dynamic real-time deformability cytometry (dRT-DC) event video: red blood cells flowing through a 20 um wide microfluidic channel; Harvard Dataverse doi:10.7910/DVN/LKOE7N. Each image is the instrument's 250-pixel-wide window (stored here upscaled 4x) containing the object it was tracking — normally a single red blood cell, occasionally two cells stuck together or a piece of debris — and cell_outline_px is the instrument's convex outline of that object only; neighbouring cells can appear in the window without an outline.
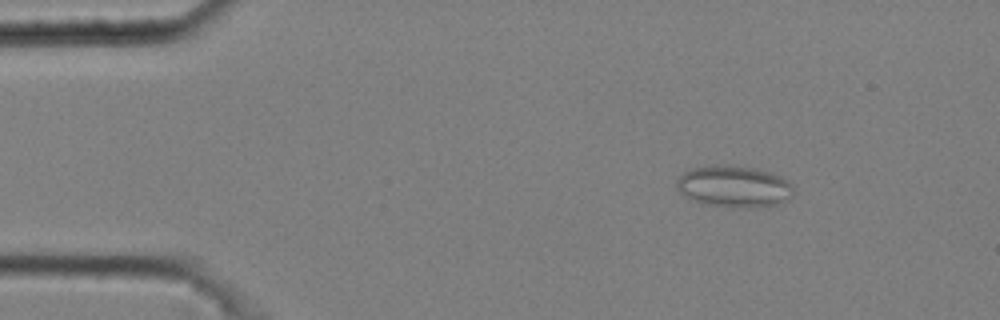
{"species": "common noctule bat (a hibernating species)", "species_latin": "Nyctalus noctula", "temperature_condition": "cold", "stored_images_in_passage": 9, "camera_frame_rate_fps": 3000, "um_per_image_px": 0.085, "animal": {"sex": "male", "body_mass_g": 20.4}, "frame": {"image": 1, "passage_image": 3, "time_ms": 0.667, "image_size_px": [1000, 320], "cell_outline_px": [[792, 196], [788, 200], [776, 204], [708, 204], [696, 200], [680, 192], [676, 188], [676, 180], [684, 172], [692, 168], [752, 168], [768, 172], [780, 176], [792, 184]], "centroid_in_image_um": [62.4, 15.83], "position_along_channel_um": 22.6, "area_um2": 25.95}}
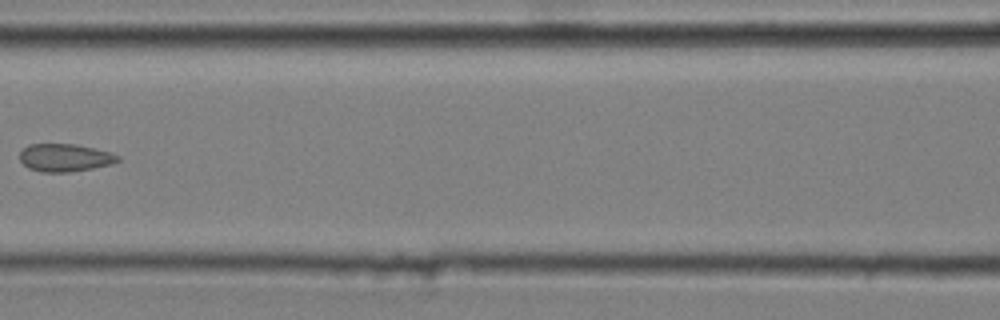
{"frame": {"image": 2, "passage_image": 8, "time_ms": 2.333, "image_size_px": [1000, 320], "cell_outline_px": [[120, 160], [112, 164], [92, 168], [68, 172], [40, 172], [28, 168], [20, 160], [20, 152], [28, 144], [76, 144], [112, 152], [120, 156]], "centroid_in_image_um": [5.53, 13.4], "position_along_channel_um": 161.1, "area_um2": 15.95}}
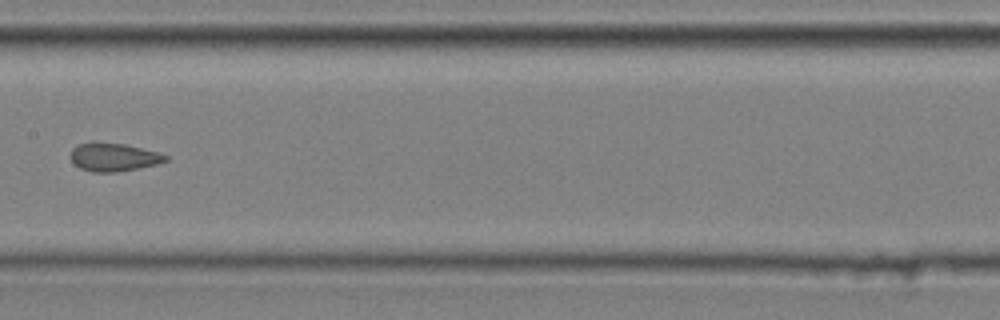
{"frame": {"image": 3, "passage_image": 9, "time_ms": 2.667, "image_size_px": [1000, 320], "cell_outline_px": [[168, 160], [156, 164], [116, 172], [92, 172], [80, 168], [68, 156], [72, 148], [80, 144], [124, 144], [160, 152], [168, 156]], "centroid_in_image_um": [9.67, 13.38], "position_along_channel_um": 197.7, "area_um2": 15.2}}